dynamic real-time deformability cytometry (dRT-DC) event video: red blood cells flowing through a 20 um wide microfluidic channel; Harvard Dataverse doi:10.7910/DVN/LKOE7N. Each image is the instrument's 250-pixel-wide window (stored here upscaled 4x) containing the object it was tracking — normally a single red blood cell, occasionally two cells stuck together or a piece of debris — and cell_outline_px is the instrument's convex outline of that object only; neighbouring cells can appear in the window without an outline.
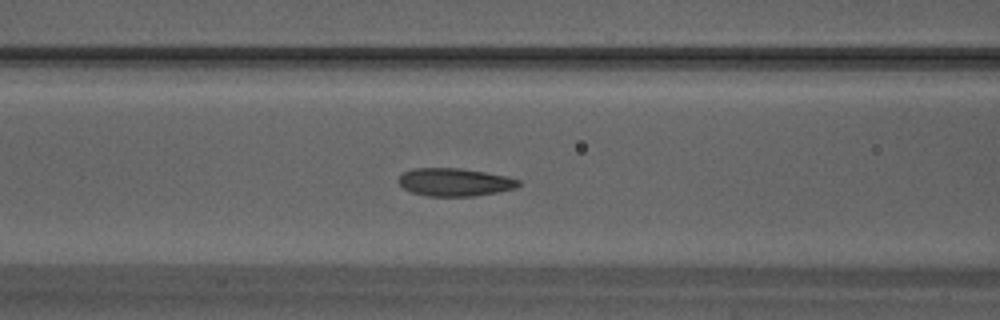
{"species": "Egyptian fruit bat (a non-hibernating species)", "species_latin": "Rousettus aegyptiacus", "temperature_condition": "warm", "stored_images_in_passage": 43, "segment_of_instrument_passage": [1, 2], "camera_frame_rate_fps": 3000, "um_per_image_px": 0.085, "animal": {"sex": "male"}, "frame": {"image": 1, "passage_image": 13, "time_ms": 4.0, "image_size_px": [1000, 320], "cell_outline_px": [[520, 184], [516, 188], [476, 196], [428, 196], [412, 192], [404, 188], [400, 184], [400, 176], [404, 172], [412, 168], [460, 168], [508, 176], [520, 180]], "centroid_in_image_um": [38.68, 15.48], "position_along_channel_um": 127.9, "area_um2": 19.42}}
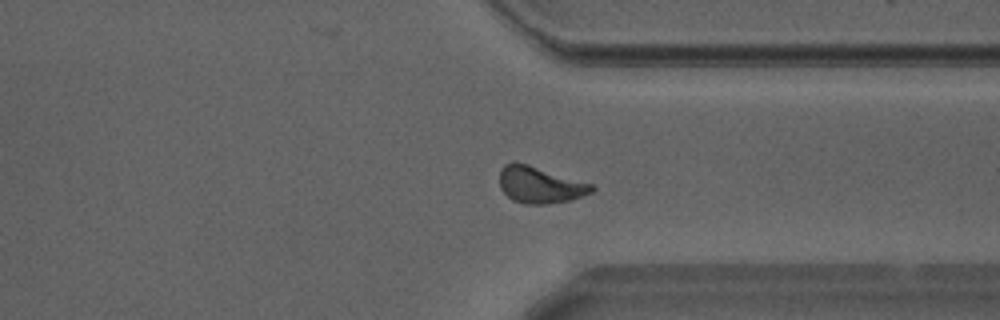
{"frame": {"image": 2, "passage_image": 30, "time_ms": 9.667, "image_size_px": [1000, 320], "cell_outline_px": [[596, 188], [592, 192], [572, 200], [544, 204], [524, 204], [512, 200], [500, 188], [500, 168], [504, 164], [528, 164], [592, 184]], "centroid_in_image_um": [45.91, 15.74], "position_along_channel_um": 365.5, "area_um2": 19.42}}
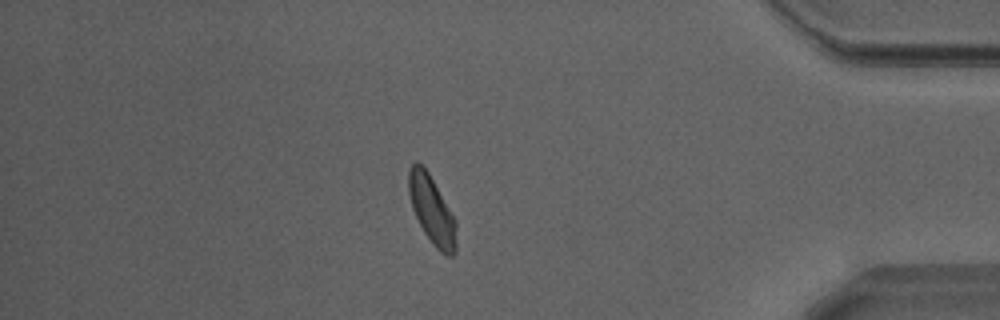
{"frame": {"image": 3, "passage_image": 35, "time_ms": 11.333, "image_size_px": [1000, 320], "cell_outline_px": [[456, 252], [452, 256], [448, 256], [440, 252], [432, 244], [424, 232], [412, 208], [408, 192], [408, 172], [412, 164], [416, 160], [428, 172], [456, 220]], "centroid_in_image_um": [36.71, 17.87], "position_along_channel_um": 398.5, "area_um2": 18.79}}